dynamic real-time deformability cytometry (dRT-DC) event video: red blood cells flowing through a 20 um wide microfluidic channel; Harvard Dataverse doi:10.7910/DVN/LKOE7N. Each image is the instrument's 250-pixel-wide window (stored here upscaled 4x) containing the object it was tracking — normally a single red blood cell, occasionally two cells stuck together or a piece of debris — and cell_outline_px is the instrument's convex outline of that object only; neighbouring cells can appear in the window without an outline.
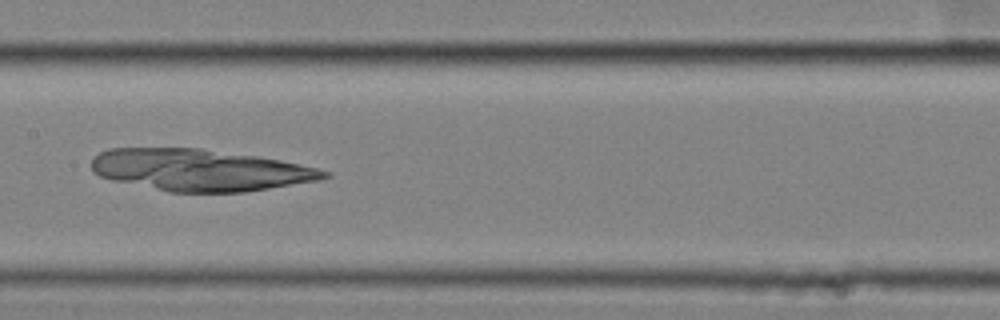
{"species": "common noctule bat (a hibernating species)", "species_latin": "Nyctalus noctula", "temperature_condition": "cold", "stored_images_in_passage": 41, "camera_frame_rate_fps": 3000, "um_per_image_px": 0.085, "animal": {"sex": "female", "body_mass_g": 25.1}, "frame": {"image": 1, "passage_image": 14, "time_ms": 4.333, "image_size_px": [1000, 320], "cell_outline_px": [[332, 176], [320, 180], [244, 192], [168, 192], [112, 180], [100, 176], [92, 168], [92, 160], [100, 152], [108, 148], [200, 148], [256, 156], [280, 160], [316, 168], [328, 172]], "centroid_in_image_um": [16.98, 14.46], "position_along_channel_um": 190.4, "area_um2": 56.24}}
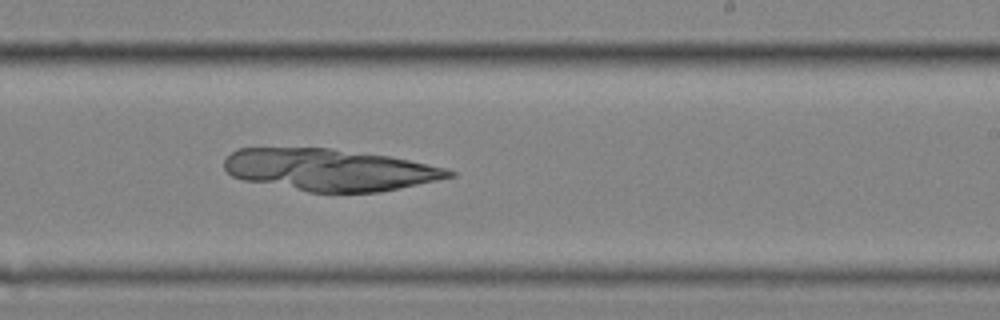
{"frame": {"image": 2, "passage_image": 20, "time_ms": 6.333, "image_size_px": [1000, 320], "cell_outline_px": [[456, 176], [400, 188], [380, 192], [308, 192], [244, 180], [232, 176], [224, 168], [224, 160], [232, 152], [240, 148], [328, 148], [388, 156], [408, 160], [444, 168], [456, 172]], "centroid_in_image_um": [28.0, 14.44], "position_along_channel_um": 261.0, "area_um2": 54.45}}
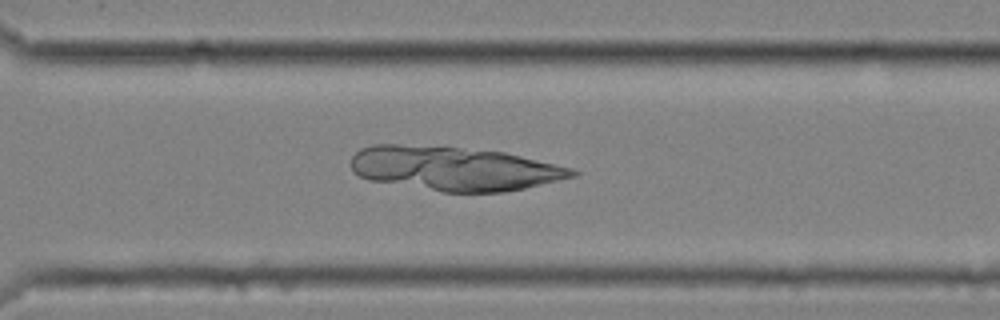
{"frame": {"image": 3, "passage_image": 26, "time_ms": 8.333, "image_size_px": [1000, 320], "cell_outline_px": [[580, 172], [576, 176], [524, 188], [504, 192], [440, 192], [368, 180], [360, 176], [352, 168], [352, 156], [360, 148], [372, 144], [396, 144], [460, 148], [504, 152], [572, 168]], "centroid_in_image_um": [38.58, 14.33], "position_along_channel_um": 332.0, "area_um2": 56.59}}